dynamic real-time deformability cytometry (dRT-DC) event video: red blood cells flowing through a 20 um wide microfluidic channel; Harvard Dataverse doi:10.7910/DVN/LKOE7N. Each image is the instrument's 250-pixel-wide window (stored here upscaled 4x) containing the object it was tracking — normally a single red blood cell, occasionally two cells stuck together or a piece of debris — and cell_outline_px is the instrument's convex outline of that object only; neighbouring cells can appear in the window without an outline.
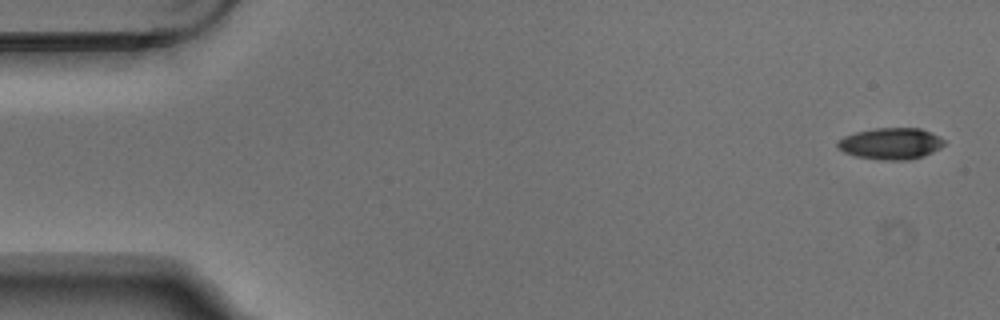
{"species": "Egyptian fruit bat (a non-hibernating species)", "species_latin": "Rousettus aegyptiacus", "temperature_condition": "warm", "stored_images_in_passage": 7, "camera_frame_rate_fps": 3000, "um_per_image_px": 0.085, "animal": {"sex": "male"}, "frame": {"image": 1, "passage_image": 1, "time_ms": 0.0, "image_size_px": [1000, 320], "cell_outline_px": [[944, 144], [940, 148], [924, 156], [908, 160], [884, 160], [856, 156], [844, 152], [836, 148], [836, 144], [844, 136], [856, 132], [876, 128], [920, 128], [940, 136], [944, 140]], "centroid_in_image_um": [75.72, 12.2], "position_along_channel_um": 9.3, "area_um2": 19.54}}
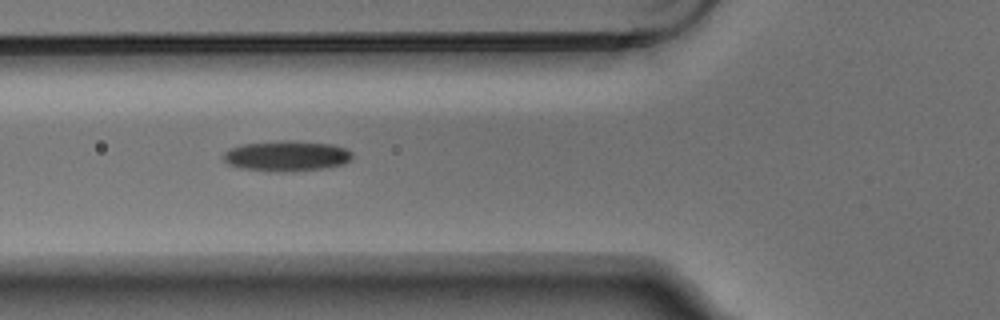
{"frame": {"image": 2, "passage_image": 6, "time_ms": 1.667, "image_size_px": [1000, 320], "cell_outline_px": [[352, 156], [348, 160], [340, 164], [320, 168], [240, 168], [228, 164], [224, 160], [224, 152], [228, 148], [244, 144], [280, 140], [288, 140], [332, 144], [344, 148], [352, 152]], "centroid_in_image_um": [24.33, 13.18], "position_along_channel_um": 101.5, "area_um2": 21.39}}
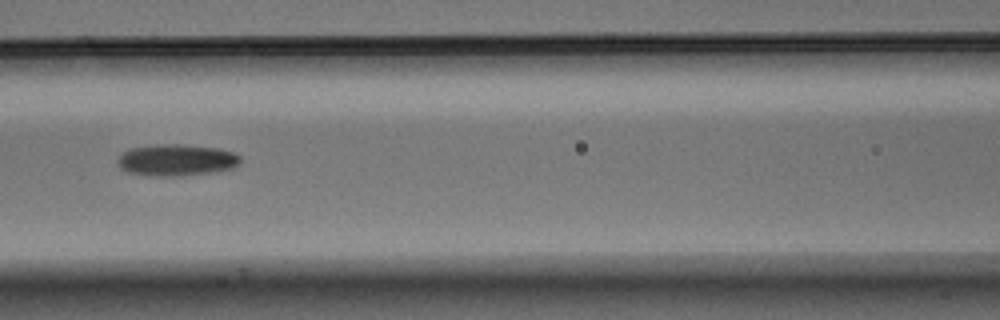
{"frame": {"image": 3, "passage_image": 7, "time_ms": 2.0, "image_size_px": [1000, 320], "cell_outline_px": [[240, 164], [236, 168], [216, 172], [180, 176], [148, 176], [128, 172], [120, 168], [116, 164], [116, 160], [120, 152], [128, 148], [160, 144], [176, 144], [216, 148], [232, 152], [240, 156]], "centroid_in_image_um": [14.96, 13.62], "position_along_channel_um": 151.6, "area_um2": 23.06}}